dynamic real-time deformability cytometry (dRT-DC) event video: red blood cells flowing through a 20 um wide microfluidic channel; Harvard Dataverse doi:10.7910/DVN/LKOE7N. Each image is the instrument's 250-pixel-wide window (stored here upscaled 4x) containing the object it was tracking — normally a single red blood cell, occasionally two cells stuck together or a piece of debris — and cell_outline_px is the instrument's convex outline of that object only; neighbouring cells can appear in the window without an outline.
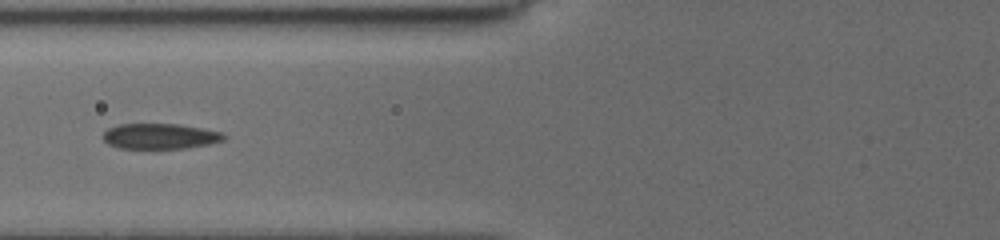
{"species": "common noctule bat (a hibernating species)", "species_latin": "Nyctalus noctula", "temperature_condition": "cold", "stored_images_in_passage": 46, "camera_frame_rate_fps": 3000, "um_per_image_px": 0.085, "animal": {"sex": "female", "body_mass_g": 19.5, "forearm_length_mm": 54.1}, "frame": {"image": 1, "passage_image": 8, "time_ms": 2.0, "image_size_px": [1000, 240], "cell_outline_px": [[228, 136], [224, 140], [208, 144], [184, 148], [120, 148], [108, 144], [104, 140], [104, 132], [108, 128], [120, 124], [176, 124], [200, 128], [220, 132]], "centroid_in_image_um": [13.6, 11.58], "position_along_channel_um": 112.2, "area_um2": 17.69}}
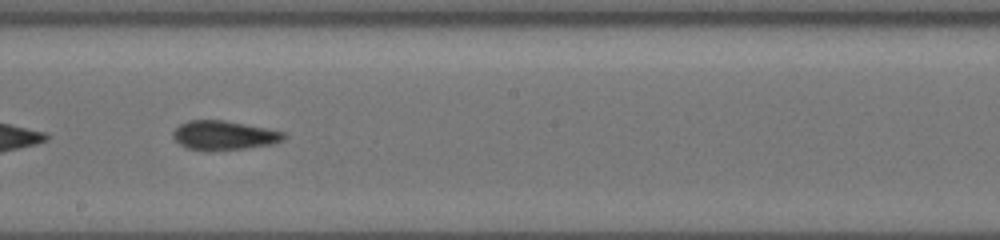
{"frame": {"image": 2, "passage_image": 18, "time_ms": 5.0, "image_size_px": [1000, 240], "cell_outline_px": [[288, 136], [284, 140], [272, 144], [244, 148], [212, 152], [208, 152], [184, 148], [172, 136], [172, 132], [180, 124], [188, 120], [224, 120], [284, 132]], "centroid_in_image_um": [19.0, 11.53], "position_along_channel_um": 229.2, "area_um2": 19.07}}
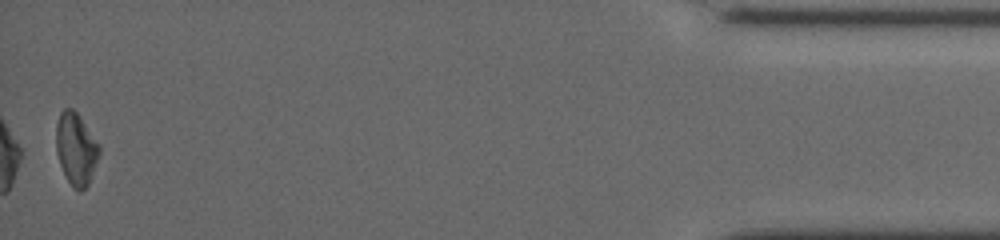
{"frame": {"image": 3, "passage_image": 45, "time_ms": 12.0, "image_size_px": [1000, 240], "cell_outline_px": [[100, 152], [88, 184], [80, 192], [72, 188], [60, 164], [56, 152], [56, 124], [60, 112], [64, 108], [72, 108], [80, 116], [100, 144]], "centroid_in_image_um": [6.46, 12.63], "position_along_channel_um": 428.7, "area_um2": 18.15}, "authors_computed_cell_mechanics": {"area_um2": 18.1492, "velocity_mm_per_s": 3.894, "shape_relaxation_time_tau1_ms": 3.2869, "shape_relaxation_time_tau2_ms": 2.3464, "deformation_change_tau1": 0.1186, "deformation_change_tau2": 0.0724}}